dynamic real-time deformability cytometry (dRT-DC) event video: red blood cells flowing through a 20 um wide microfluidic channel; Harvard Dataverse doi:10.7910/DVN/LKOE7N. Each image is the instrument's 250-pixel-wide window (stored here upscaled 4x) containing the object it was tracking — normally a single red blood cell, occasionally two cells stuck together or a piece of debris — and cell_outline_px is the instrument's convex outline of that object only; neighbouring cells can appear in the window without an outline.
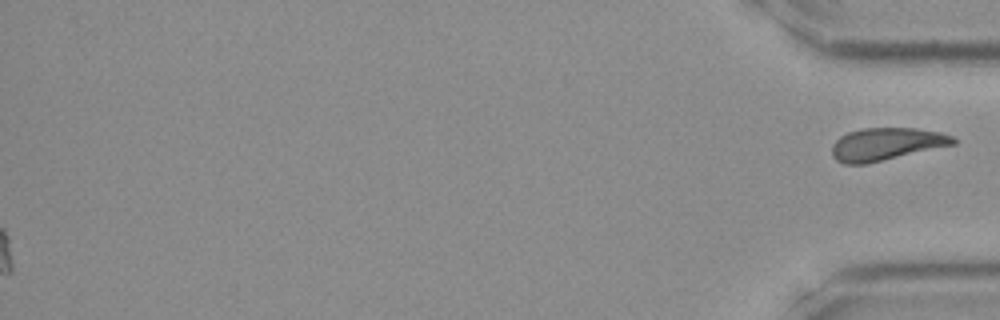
{"species": "Egyptian fruit bat (a non-hibernating species)", "species_latin": "Rousettus aegyptiacus", "temperature_condition": "room temperature", "stored_images_in_passage": 41, "segment_of_instrument_passage": [2, 2], "camera_frame_rate_fps": 3000, "um_per_image_px": 0.085, "frame": {"image": 1, "passage_image": 41, "time_ms": 13.333, "image_size_px": [1000, 320], "cell_outline_px": [[956, 144], [868, 164], [844, 164], [836, 160], [832, 156], [832, 144], [840, 136], [848, 132], [864, 128], [916, 128], [940, 132], [952, 136], [956, 140]], "centroid_in_image_um": [75.32, 12.26], "position_along_channel_um": 359.9, "area_um2": 23.18}}